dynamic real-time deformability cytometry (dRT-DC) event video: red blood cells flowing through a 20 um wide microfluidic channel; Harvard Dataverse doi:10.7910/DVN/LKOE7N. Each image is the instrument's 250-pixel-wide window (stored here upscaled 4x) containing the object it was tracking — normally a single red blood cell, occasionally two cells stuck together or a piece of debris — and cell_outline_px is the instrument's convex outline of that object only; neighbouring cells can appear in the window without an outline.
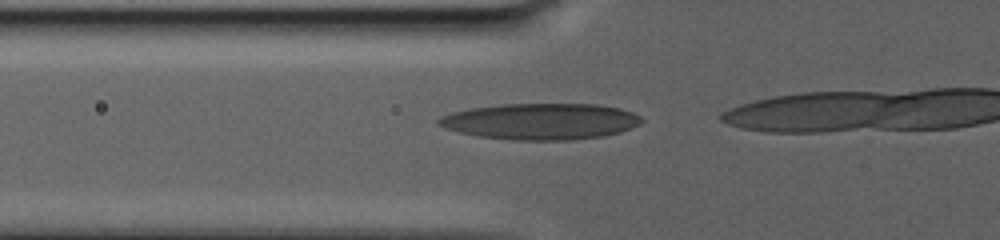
{"species": "human", "species_latin": "Homo sapiens", "temperature_condition": "warm", "stored_images_in_passage": 7, "camera_frame_rate_fps": 3000, "um_per_image_px": 0.085, "donor": {"sex": "male"}, "frame": {"image": 1, "passage_image": 5, "time_ms": 3.333, "image_size_px": [1000, 240], "cell_outline_px": [[644, 120], [640, 124], [620, 132], [604, 136], [568, 140], [512, 140], [476, 136], [444, 128], [436, 124], [436, 120], [440, 116], [452, 112], [472, 108], [500, 104], [596, 104], [620, 108], [632, 112], [640, 116]], "centroid_in_image_um": [45.94, 10.32], "position_along_channel_um": 79.9, "area_um2": 43.06}}